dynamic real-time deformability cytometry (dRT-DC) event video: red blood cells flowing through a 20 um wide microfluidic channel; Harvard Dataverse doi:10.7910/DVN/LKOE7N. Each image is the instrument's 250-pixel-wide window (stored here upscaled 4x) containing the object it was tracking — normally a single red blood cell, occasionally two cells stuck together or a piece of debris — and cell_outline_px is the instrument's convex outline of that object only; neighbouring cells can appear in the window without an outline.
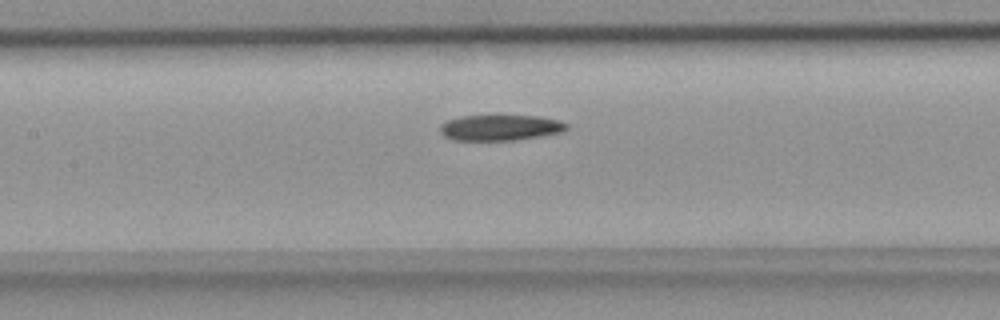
{"species": "common noctule bat (a hibernating species)", "species_latin": "Nyctalus noctula", "temperature_condition": "room temperature", "stored_images_in_passage": 39, "camera_frame_rate_fps": 3000, "um_per_image_px": 0.085, "animal": {"sex": "female", "body_mass_g": 18.4}, "frame": {"image": 1, "passage_image": 15, "time_ms": 4.667, "image_size_px": [1000, 320], "cell_outline_px": [[568, 128], [564, 132], [516, 140], [452, 140], [444, 136], [440, 132], [440, 124], [448, 120], [460, 116], [540, 116], [560, 120], [568, 124]], "centroid_in_image_um": [42.54, 10.85], "position_along_channel_um": 164.9, "area_um2": 19.07}}
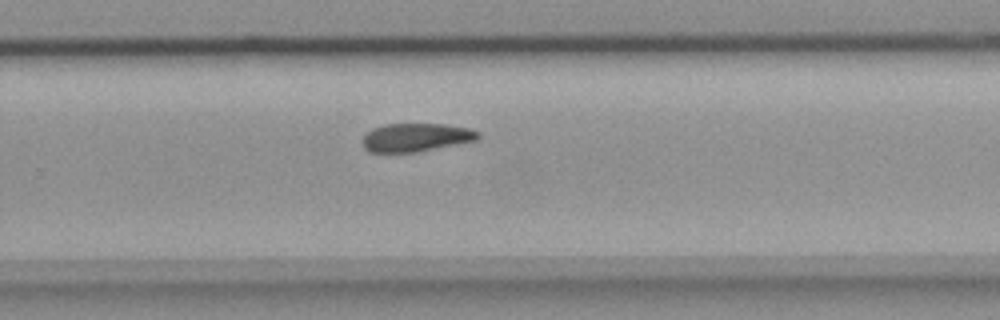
{"frame": {"image": 2, "passage_image": 25, "time_ms": 8.0, "image_size_px": [1000, 320], "cell_outline_px": [[480, 136], [476, 140], [420, 152], [368, 152], [364, 148], [360, 140], [372, 128], [384, 124], [444, 124], [468, 128], [480, 132]], "centroid_in_image_um": [35.33, 11.68], "position_along_channel_um": 294.5, "area_um2": 19.25}}
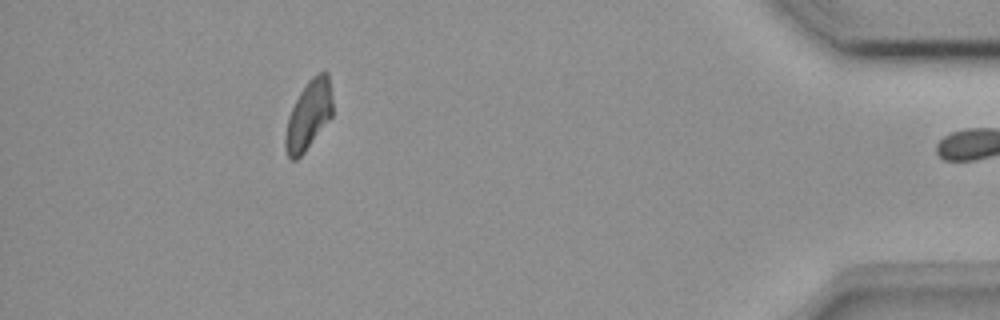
{"frame": {"image": 3, "passage_image": 38, "time_ms": 12.333, "image_size_px": [1000, 320], "cell_outline_px": [[332, 116], [304, 152], [296, 160], [292, 160], [288, 156], [284, 148], [284, 136], [288, 116], [300, 92], [308, 80], [312, 76], [320, 72], [328, 72], [332, 100]], "centroid_in_image_um": [26.21, 9.79], "position_along_channel_um": 409.0, "area_um2": 18.9}, "authors_computed_cell_mechanics": {"area_um2": 19.9988, "velocity_mm_per_s": 3.9067, "shape_relaxation_time_tau1_ms": 5.6808, "shape_relaxation_time_tau2_ms": null, "deformation_change_tau1": 0.1331, "deformation_change_tau2": null}}